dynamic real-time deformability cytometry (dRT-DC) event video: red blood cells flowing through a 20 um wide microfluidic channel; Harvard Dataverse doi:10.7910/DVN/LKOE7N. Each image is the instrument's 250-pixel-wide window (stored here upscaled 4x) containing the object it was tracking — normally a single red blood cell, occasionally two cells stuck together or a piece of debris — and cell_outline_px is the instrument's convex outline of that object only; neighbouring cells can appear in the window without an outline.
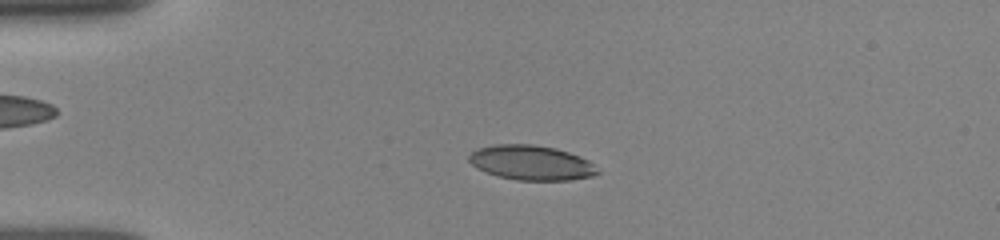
{"species": "human", "species_latin": "Homo sapiens", "temperature_condition": "room temperature", "stored_images_in_passage": 51, "camera_frame_rate_fps": 3000, "um_per_image_px": 0.085, "donor": {"sex": "female"}, "frame": {"image": 1, "passage_image": 12, "time_ms": 3.667, "image_size_px": [1000, 240], "cell_outline_px": [[600, 172], [592, 176], [572, 180], [516, 180], [496, 176], [472, 164], [468, 160], [468, 156], [476, 148], [496, 144], [532, 144], [556, 148], [580, 156], [588, 160]], "centroid_in_image_um": [45.16, 13.82], "position_along_channel_um": 39.8, "area_um2": 25.95}}
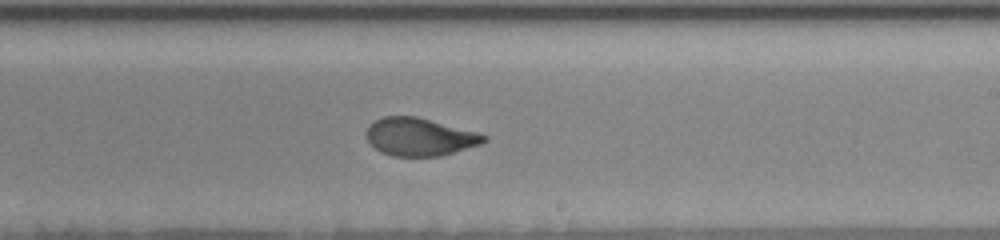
{"frame": {"image": 2, "passage_image": 31, "time_ms": 10.0, "image_size_px": [1000, 240], "cell_outline_px": [[488, 140], [480, 144], [440, 156], [392, 156], [380, 152], [368, 140], [364, 132], [368, 124], [384, 116], [416, 116], [476, 132], [488, 136]], "centroid_in_image_um": [35.63, 11.63], "position_along_channel_um": 253.4, "area_um2": 25.84}}
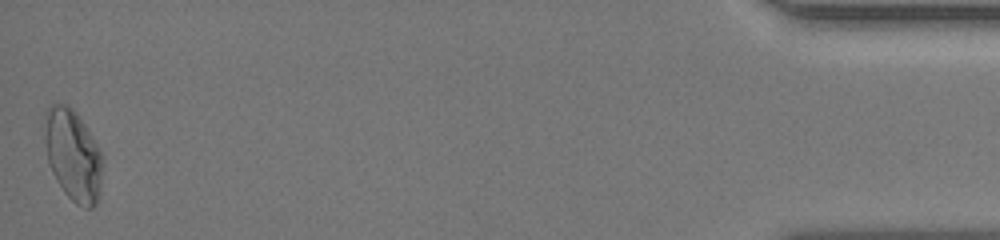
{"frame": {"image": 3, "passage_image": 51, "time_ms": 16.667, "image_size_px": [1000, 240], "cell_outline_px": [[100, 196], [96, 204], [92, 208], [84, 208], [76, 204], [64, 192], [56, 180], [48, 164], [44, 140], [44, 112], [52, 104], [68, 104], [80, 116], [92, 136], [100, 152]], "centroid_in_image_um": [6.16, 13.17], "position_along_channel_um": 429.0, "area_um2": 30.87}, "authors_computed_cell_mechanics": {"area_um2": 26.299, "velocity_mm_per_s": 3.9063, "shape_relaxation_time_tau1_ms": 7.0082, "shape_relaxation_time_tau2_ms": 0.8109, "deformation_change_tau1": 0.2001, "deformation_change_tau2": 0.059}}